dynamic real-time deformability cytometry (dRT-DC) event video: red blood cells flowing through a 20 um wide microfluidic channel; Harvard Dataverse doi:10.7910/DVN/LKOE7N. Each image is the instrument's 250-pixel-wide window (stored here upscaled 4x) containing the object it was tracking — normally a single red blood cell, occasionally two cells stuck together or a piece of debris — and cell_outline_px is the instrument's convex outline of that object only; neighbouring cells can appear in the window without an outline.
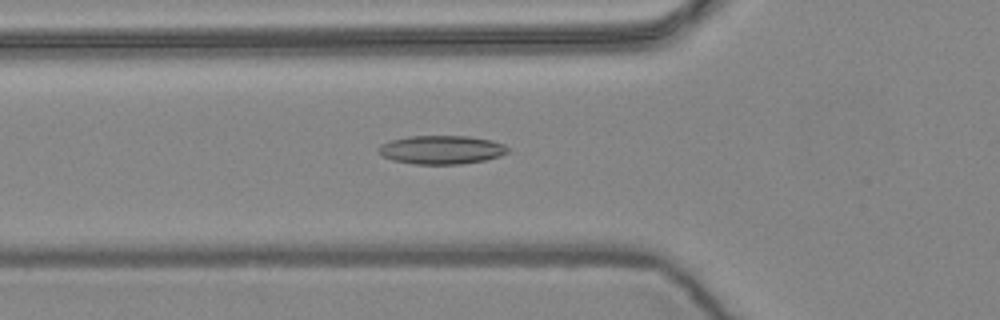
{"species": "common noctule bat (a hibernating species)", "species_latin": "Nyctalus noctula", "temperature_condition": "warm", "stored_images_in_passage": 57, "camera_frame_rate_fps": 3000, "um_per_image_px": 0.085, "animal": {"sex": "female", "body_mass_g": 24.6, "forearm_length_mm": 56.2}, "frame": {"image": 1, "passage_image": 20, "time_ms": 6.333, "image_size_px": [1000, 320], "cell_outline_px": [[508, 152], [500, 156], [484, 160], [460, 164], [416, 164], [392, 160], [384, 156], [376, 148], [380, 144], [392, 140], [408, 136], [468, 136], [492, 140], [504, 144], [508, 148]], "centroid_in_image_um": [37.53, 12.72], "position_along_channel_um": 88.3, "area_um2": 21.5}}
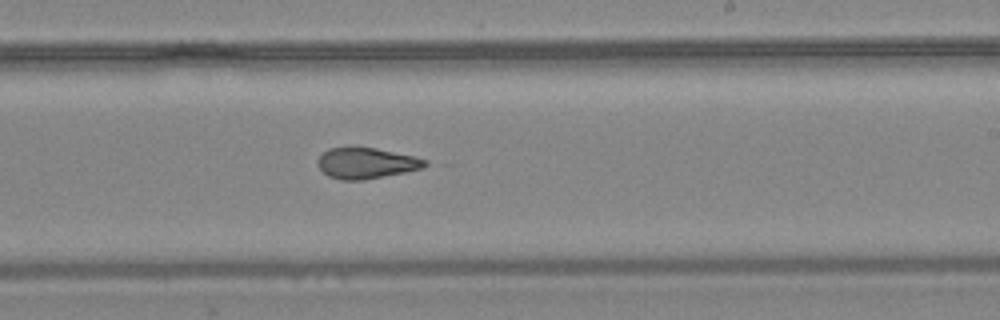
{"frame": {"image": 2, "passage_image": 34, "time_ms": 11.0, "image_size_px": [1000, 320], "cell_outline_px": [[432, 164], [424, 168], [364, 180], [340, 180], [328, 176], [316, 164], [316, 160], [328, 148], [376, 148], [416, 156], [428, 160]], "centroid_in_image_um": [31.19, 13.87], "position_along_channel_um": 257.8, "area_um2": 19.42}}
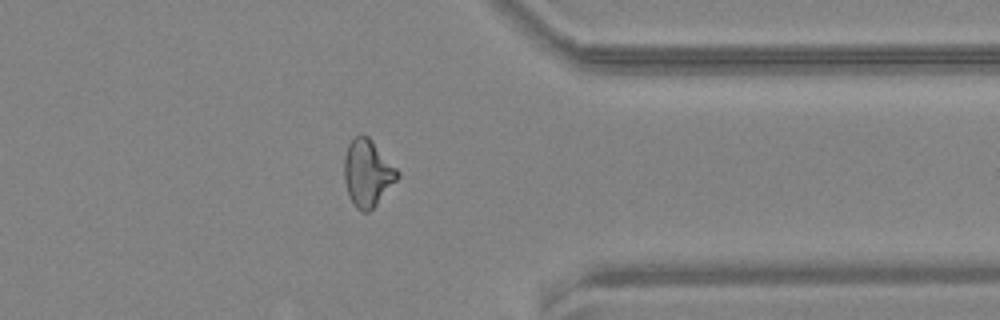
{"frame": {"image": 3, "passage_image": 45, "time_ms": 14.667, "image_size_px": [1000, 320], "cell_outline_px": [[400, 176], [376, 204], [368, 212], [364, 212], [356, 208], [348, 196], [344, 180], [344, 156], [348, 144], [360, 132], [368, 136], [372, 140], [400, 172]], "centroid_in_image_um": [31.22, 14.68], "position_along_channel_um": 380.2, "area_um2": 20.75}, "authors_computed_cell_mechanics": {"area_um2": 20.2878, "velocity_mm_per_s": 3.6218, "shape_relaxation_time_tau1_ms": null, "shape_relaxation_time_tau2_ms": 2.7421, "deformation_change_tau1": null, "deformation_change_tau2": 0.1055}}